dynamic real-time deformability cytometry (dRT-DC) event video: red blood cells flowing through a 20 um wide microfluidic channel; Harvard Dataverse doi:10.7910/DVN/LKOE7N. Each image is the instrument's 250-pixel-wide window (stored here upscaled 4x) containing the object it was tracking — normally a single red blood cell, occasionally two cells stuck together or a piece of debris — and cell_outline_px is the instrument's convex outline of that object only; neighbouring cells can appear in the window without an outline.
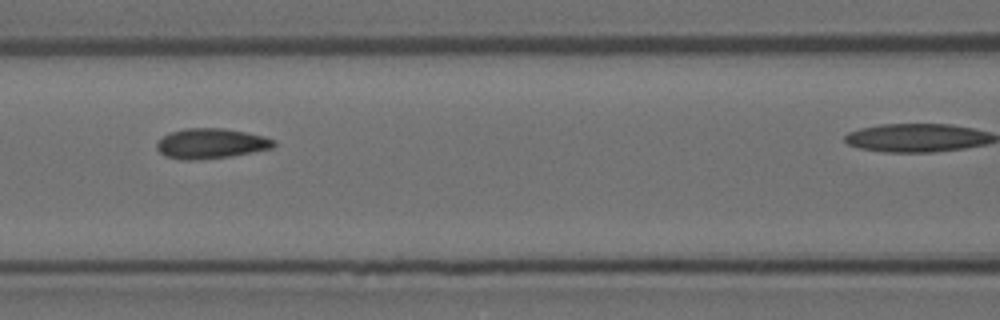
{"species": "Egyptian fruit bat (a non-hibernating species)", "species_latin": "Rousettus aegyptiacus", "temperature_condition": "room temperature", "stored_images_in_passage": 5, "camera_frame_rate_fps": 3000, "um_per_image_px": 0.085, "animal": {"sex": "female"}, "frame": {"image": 1, "passage_image": 3, "time_ms": 0.667, "image_size_px": [1000, 320], "cell_outline_px": [[276, 144], [272, 148], [252, 152], [228, 156], [192, 160], [184, 160], [164, 156], [156, 148], [156, 144], [164, 136], [172, 132], [184, 128], [224, 128], [264, 136], [276, 140]], "centroid_in_image_um": [17.93, 12.19], "position_along_channel_um": 148.7, "area_um2": 20.35}}